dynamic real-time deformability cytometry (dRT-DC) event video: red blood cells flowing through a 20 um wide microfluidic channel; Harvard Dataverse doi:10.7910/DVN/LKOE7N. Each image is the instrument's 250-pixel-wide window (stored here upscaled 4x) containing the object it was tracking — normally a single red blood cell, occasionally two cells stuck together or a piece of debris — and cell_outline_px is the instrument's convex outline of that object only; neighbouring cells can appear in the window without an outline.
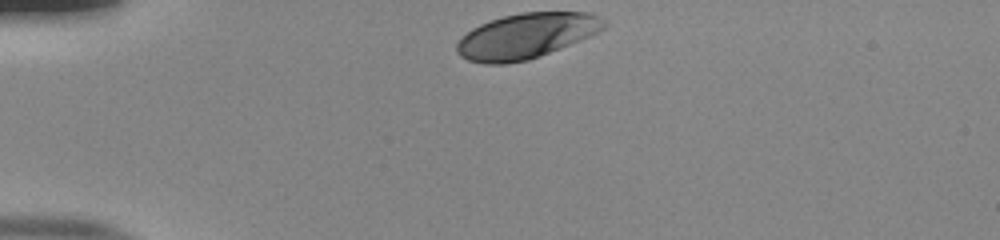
{"species": "human", "species_latin": "Homo sapiens", "temperature_condition": "room temperature", "stored_images_in_passage": 32, "camera_frame_rate_fps": 3000, "um_per_image_px": 0.085, "donor": {"sex": "male"}, "frame": {"image": 1, "passage_image": 1, "time_ms": 0.0, "image_size_px": [1000, 240], "cell_outline_px": [[608, 24], [600, 32], [580, 40], [528, 60], [504, 64], [484, 64], [468, 60], [460, 56], [456, 52], [456, 44], [472, 28], [480, 24], [504, 16], [520, 12], [588, 12], [600, 16]], "centroid_in_image_um": [44.74, 3.05], "position_along_channel_um": 40.3, "area_um2": 38.67}}
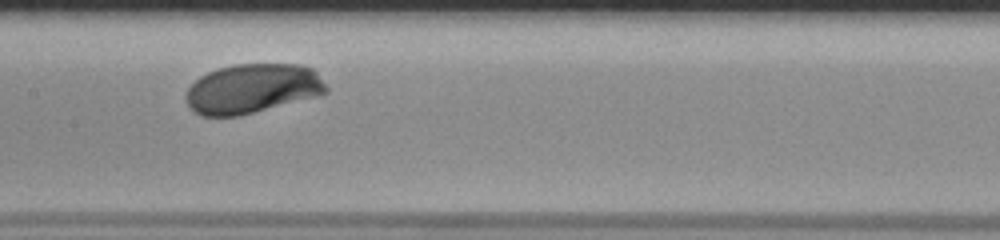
{"frame": {"image": 2, "passage_image": 16, "time_ms": 5.0, "image_size_px": [1000, 240], "cell_outline_px": [[328, 92], [316, 96], [240, 116], [204, 116], [196, 112], [188, 104], [184, 96], [188, 88], [200, 76], [208, 72], [220, 68], [236, 64], [300, 64], [312, 68], [316, 72], [328, 88]], "centroid_in_image_um": [21.45, 7.53], "position_along_channel_um": 185.9, "area_um2": 40.23}}
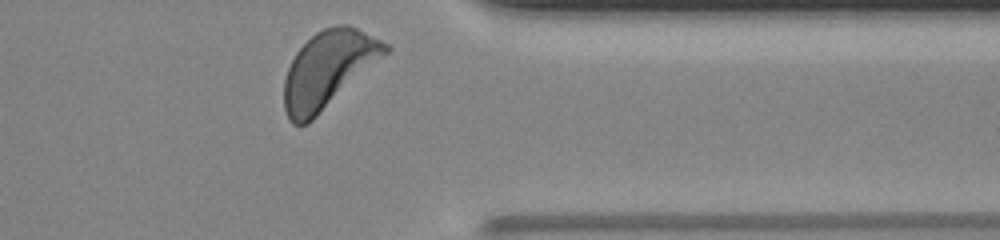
{"frame": {"image": 3, "passage_image": 32, "time_ms": 10.333, "image_size_px": [1000, 240], "cell_outline_px": [[392, 48], [388, 52], [308, 124], [292, 124], [288, 120], [284, 108], [284, 80], [288, 68], [296, 52], [316, 32], [324, 28], [336, 24], [348, 24], [388, 44]], "centroid_in_image_um": [27.87, 5.9], "position_along_channel_um": 383.5, "area_um2": 44.56}, "authors_computed_cell_mechanics": {"area_um2": 40.1999, "velocity_mm_per_s": 3.82, "shape_relaxation_time_tau1_ms": 1.5068, "shape_relaxation_time_tau2_ms": null, "deformation_change_tau1": 0.1166, "deformation_change_tau2": null}}